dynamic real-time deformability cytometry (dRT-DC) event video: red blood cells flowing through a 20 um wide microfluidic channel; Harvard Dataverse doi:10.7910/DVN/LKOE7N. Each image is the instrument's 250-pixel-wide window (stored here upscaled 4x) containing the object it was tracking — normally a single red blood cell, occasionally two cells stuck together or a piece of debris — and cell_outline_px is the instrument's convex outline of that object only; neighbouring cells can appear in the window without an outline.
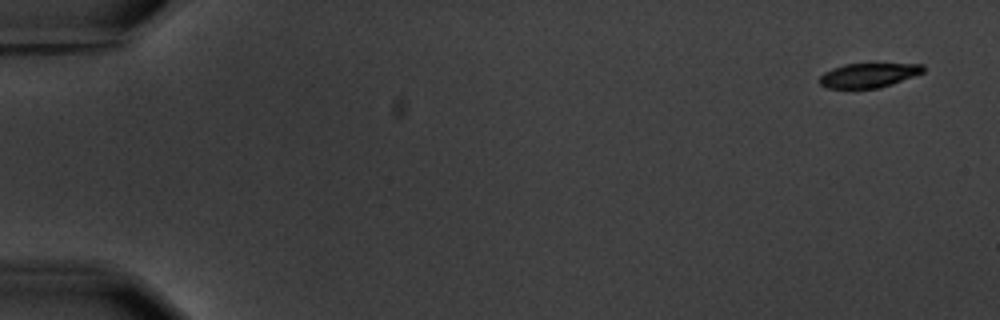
{"species": "common noctule bat (a hibernating species)", "species_latin": "Nyctalus noctula", "temperature_condition": "warm", "stored_images_in_passage": 15, "camera_frame_rate_fps": 3000, "um_per_image_px": 0.085, "animal": {"sex": "male", "body_mass_g": 20.1, "forearm_length_mm": 53.5}, "frame": {"image": 1, "passage_image": 1, "time_ms": 0.0, "image_size_px": [1000, 320], "cell_outline_px": [[924, 72], [892, 84], [880, 88], [828, 88], [820, 84], [816, 80], [824, 72], [832, 68], [844, 64], [924, 64]], "centroid_in_image_um": [73.79, 6.4], "position_along_channel_um": 11.2, "area_um2": 14.74}}
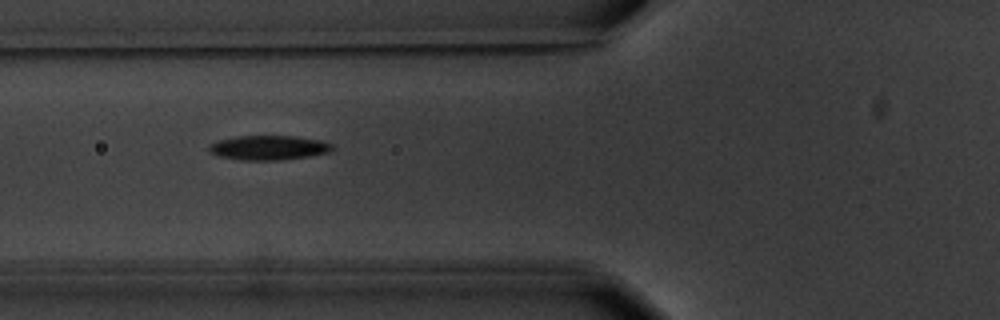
{"frame": {"image": 2, "passage_image": 6, "time_ms": 6.667, "image_size_px": [1000, 320], "cell_outline_px": [[336, 148], [328, 152], [308, 156], [280, 160], [240, 160], [220, 156], [208, 152], [208, 144], [220, 140], [236, 136], [296, 136], [320, 140], [332, 144]], "centroid_in_image_um": [22.82, 12.55], "position_along_channel_um": 103.0, "area_um2": 17.63}}
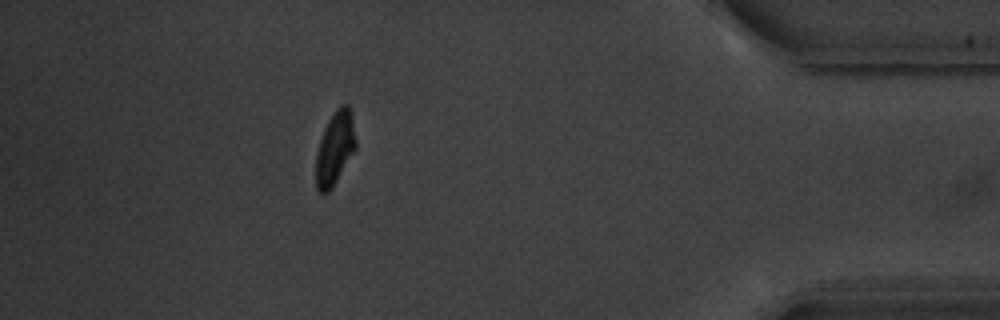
{"frame": {"image": 3, "passage_image": 14, "time_ms": 16.333, "image_size_px": [1000, 320], "cell_outline_px": [[356, 148], [332, 188], [328, 192], [320, 192], [316, 188], [316, 156], [320, 140], [324, 128], [328, 120], [336, 108], [340, 104], [348, 104], [356, 140]], "centroid_in_image_um": [28.46, 12.6], "position_along_channel_um": 406.7, "area_um2": 16.76}, "authors_computed_cell_mechanics": {"area_um2": 17.4556, "velocity_mm_per_s": 3.5774, "shape_relaxation_time_tau1_ms": 2.3647, "shape_relaxation_time_tau2_ms": 2.5767, "deformation_change_tau1": 0.1214, "deformation_change_tau2": 0.0623}}